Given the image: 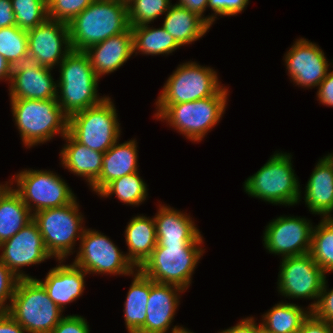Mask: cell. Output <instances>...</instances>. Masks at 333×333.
Listing matches in <instances>:
<instances>
[{
	"label": "cell",
	"instance_id": "obj_32",
	"mask_svg": "<svg viewBox=\"0 0 333 333\" xmlns=\"http://www.w3.org/2000/svg\"><path fill=\"white\" fill-rule=\"evenodd\" d=\"M147 191V184L139 173L135 172L110 182L98 196L107 198L115 195L124 204L138 206L146 200Z\"/></svg>",
	"mask_w": 333,
	"mask_h": 333
},
{
	"label": "cell",
	"instance_id": "obj_19",
	"mask_svg": "<svg viewBox=\"0 0 333 333\" xmlns=\"http://www.w3.org/2000/svg\"><path fill=\"white\" fill-rule=\"evenodd\" d=\"M181 287L156 283L150 279V295L146 307L145 324L137 333H167L180 302Z\"/></svg>",
	"mask_w": 333,
	"mask_h": 333
},
{
	"label": "cell",
	"instance_id": "obj_23",
	"mask_svg": "<svg viewBox=\"0 0 333 333\" xmlns=\"http://www.w3.org/2000/svg\"><path fill=\"white\" fill-rule=\"evenodd\" d=\"M305 205L312 214L332 218L333 213V153L319 159L304 191Z\"/></svg>",
	"mask_w": 333,
	"mask_h": 333
},
{
	"label": "cell",
	"instance_id": "obj_10",
	"mask_svg": "<svg viewBox=\"0 0 333 333\" xmlns=\"http://www.w3.org/2000/svg\"><path fill=\"white\" fill-rule=\"evenodd\" d=\"M224 86L217 72L196 62L180 64L164 83L155 104H178L216 95Z\"/></svg>",
	"mask_w": 333,
	"mask_h": 333
},
{
	"label": "cell",
	"instance_id": "obj_49",
	"mask_svg": "<svg viewBox=\"0 0 333 333\" xmlns=\"http://www.w3.org/2000/svg\"><path fill=\"white\" fill-rule=\"evenodd\" d=\"M8 184H11L10 186ZM13 186V182L9 180V183L6 181V184H0V199L4 196V194Z\"/></svg>",
	"mask_w": 333,
	"mask_h": 333
},
{
	"label": "cell",
	"instance_id": "obj_16",
	"mask_svg": "<svg viewBox=\"0 0 333 333\" xmlns=\"http://www.w3.org/2000/svg\"><path fill=\"white\" fill-rule=\"evenodd\" d=\"M28 60L55 68L72 51L67 23L47 18L27 31Z\"/></svg>",
	"mask_w": 333,
	"mask_h": 333
},
{
	"label": "cell",
	"instance_id": "obj_3",
	"mask_svg": "<svg viewBox=\"0 0 333 333\" xmlns=\"http://www.w3.org/2000/svg\"><path fill=\"white\" fill-rule=\"evenodd\" d=\"M228 88L216 95L178 104H156V119L165 121L173 129L193 142H200L219 123L227 106Z\"/></svg>",
	"mask_w": 333,
	"mask_h": 333
},
{
	"label": "cell",
	"instance_id": "obj_38",
	"mask_svg": "<svg viewBox=\"0 0 333 333\" xmlns=\"http://www.w3.org/2000/svg\"><path fill=\"white\" fill-rule=\"evenodd\" d=\"M18 281L19 278L0 261V312L9 309Z\"/></svg>",
	"mask_w": 333,
	"mask_h": 333
},
{
	"label": "cell",
	"instance_id": "obj_48",
	"mask_svg": "<svg viewBox=\"0 0 333 333\" xmlns=\"http://www.w3.org/2000/svg\"><path fill=\"white\" fill-rule=\"evenodd\" d=\"M12 66L7 62V60L0 54V81H8L11 79Z\"/></svg>",
	"mask_w": 333,
	"mask_h": 333
},
{
	"label": "cell",
	"instance_id": "obj_13",
	"mask_svg": "<svg viewBox=\"0 0 333 333\" xmlns=\"http://www.w3.org/2000/svg\"><path fill=\"white\" fill-rule=\"evenodd\" d=\"M277 288L285 298L313 299L308 308L312 310L319 299L326 273L315 262L310 253L281 259ZM316 299V300H315Z\"/></svg>",
	"mask_w": 333,
	"mask_h": 333
},
{
	"label": "cell",
	"instance_id": "obj_41",
	"mask_svg": "<svg viewBox=\"0 0 333 333\" xmlns=\"http://www.w3.org/2000/svg\"><path fill=\"white\" fill-rule=\"evenodd\" d=\"M50 333H90V327L83 316L66 315Z\"/></svg>",
	"mask_w": 333,
	"mask_h": 333
},
{
	"label": "cell",
	"instance_id": "obj_39",
	"mask_svg": "<svg viewBox=\"0 0 333 333\" xmlns=\"http://www.w3.org/2000/svg\"><path fill=\"white\" fill-rule=\"evenodd\" d=\"M249 0H208V8L212 13V24L217 16H236L245 10Z\"/></svg>",
	"mask_w": 333,
	"mask_h": 333
},
{
	"label": "cell",
	"instance_id": "obj_2",
	"mask_svg": "<svg viewBox=\"0 0 333 333\" xmlns=\"http://www.w3.org/2000/svg\"><path fill=\"white\" fill-rule=\"evenodd\" d=\"M57 102L69 118L73 114L98 105L107 96H99V78L84 51L72 50L58 65Z\"/></svg>",
	"mask_w": 333,
	"mask_h": 333
},
{
	"label": "cell",
	"instance_id": "obj_1",
	"mask_svg": "<svg viewBox=\"0 0 333 333\" xmlns=\"http://www.w3.org/2000/svg\"><path fill=\"white\" fill-rule=\"evenodd\" d=\"M67 25L71 49L85 51L130 27L127 3L120 0H94Z\"/></svg>",
	"mask_w": 333,
	"mask_h": 333
},
{
	"label": "cell",
	"instance_id": "obj_9",
	"mask_svg": "<svg viewBox=\"0 0 333 333\" xmlns=\"http://www.w3.org/2000/svg\"><path fill=\"white\" fill-rule=\"evenodd\" d=\"M115 105L107 96L98 105L77 112L68 118V132L92 150L105 153L121 135Z\"/></svg>",
	"mask_w": 333,
	"mask_h": 333
},
{
	"label": "cell",
	"instance_id": "obj_42",
	"mask_svg": "<svg viewBox=\"0 0 333 333\" xmlns=\"http://www.w3.org/2000/svg\"><path fill=\"white\" fill-rule=\"evenodd\" d=\"M298 333H333V325L317 318L311 312L303 321Z\"/></svg>",
	"mask_w": 333,
	"mask_h": 333
},
{
	"label": "cell",
	"instance_id": "obj_17",
	"mask_svg": "<svg viewBox=\"0 0 333 333\" xmlns=\"http://www.w3.org/2000/svg\"><path fill=\"white\" fill-rule=\"evenodd\" d=\"M321 47L305 38L297 39L284 55L288 76L299 87L315 88L325 79L329 65Z\"/></svg>",
	"mask_w": 333,
	"mask_h": 333
},
{
	"label": "cell",
	"instance_id": "obj_45",
	"mask_svg": "<svg viewBox=\"0 0 333 333\" xmlns=\"http://www.w3.org/2000/svg\"><path fill=\"white\" fill-rule=\"evenodd\" d=\"M261 330V325L257 324L254 317H247L236 325L220 331L218 333H258Z\"/></svg>",
	"mask_w": 333,
	"mask_h": 333
},
{
	"label": "cell",
	"instance_id": "obj_43",
	"mask_svg": "<svg viewBox=\"0 0 333 333\" xmlns=\"http://www.w3.org/2000/svg\"><path fill=\"white\" fill-rule=\"evenodd\" d=\"M317 88V98L320 103L333 107V70L327 73V76Z\"/></svg>",
	"mask_w": 333,
	"mask_h": 333
},
{
	"label": "cell",
	"instance_id": "obj_52",
	"mask_svg": "<svg viewBox=\"0 0 333 333\" xmlns=\"http://www.w3.org/2000/svg\"><path fill=\"white\" fill-rule=\"evenodd\" d=\"M258 333H266V332H264V331L261 329Z\"/></svg>",
	"mask_w": 333,
	"mask_h": 333
},
{
	"label": "cell",
	"instance_id": "obj_11",
	"mask_svg": "<svg viewBox=\"0 0 333 333\" xmlns=\"http://www.w3.org/2000/svg\"><path fill=\"white\" fill-rule=\"evenodd\" d=\"M61 176L50 170L24 169L12 177L13 189L21 196L32 215L44 209L71 203L76 195Z\"/></svg>",
	"mask_w": 333,
	"mask_h": 333
},
{
	"label": "cell",
	"instance_id": "obj_29",
	"mask_svg": "<svg viewBox=\"0 0 333 333\" xmlns=\"http://www.w3.org/2000/svg\"><path fill=\"white\" fill-rule=\"evenodd\" d=\"M311 310L294 303L279 302L262 316L261 329L266 333H298Z\"/></svg>",
	"mask_w": 333,
	"mask_h": 333
},
{
	"label": "cell",
	"instance_id": "obj_46",
	"mask_svg": "<svg viewBox=\"0 0 333 333\" xmlns=\"http://www.w3.org/2000/svg\"><path fill=\"white\" fill-rule=\"evenodd\" d=\"M27 333V331L8 313L0 312V333Z\"/></svg>",
	"mask_w": 333,
	"mask_h": 333
},
{
	"label": "cell",
	"instance_id": "obj_18",
	"mask_svg": "<svg viewBox=\"0 0 333 333\" xmlns=\"http://www.w3.org/2000/svg\"><path fill=\"white\" fill-rule=\"evenodd\" d=\"M52 70L29 60L13 66L8 89L10 100L56 99L57 81L53 79Z\"/></svg>",
	"mask_w": 333,
	"mask_h": 333
},
{
	"label": "cell",
	"instance_id": "obj_5",
	"mask_svg": "<svg viewBox=\"0 0 333 333\" xmlns=\"http://www.w3.org/2000/svg\"><path fill=\"white\" fill-rule=\"evenodd\" d=\"M291 158L289 153L274 152L255 174L245 180L244 192L273 205L299 203L302 191Z\"/></svg>",
	"mask_w": 333,
	"mask_h": 333
},
{
	"label": "cell",
	"instance_id": "obj_22",
	"mask_svg": "<svg viewBox=\"0 0 333 333\" xmlns=\"http://www.w3.org/2000/svg\"><path fill=\"white\" fill-rule=\"evenodd\" d=\"M84 52L88 55L91 66L99 79L103 75L111 74L123 66L134 54L131 27L125 32L90 46Z\"/></svg>",
	"mask_w": 333,
	"mask_h": 333
},
{
	"label": "cell",
	"instance_id": "obj_33",
	"mask_svg": "<svg viewBox=\"0 0 333 333\" xmlns=\"http://www.w3.org/2000/svg\"><path fill=\"white\" fill-rule=\"evenodd\" d=\"M309 253L326 274L333 272V217L314 226Z\"/></svg>",
	"mask_w": 333,
	"mask_h": 333
},
{
	"label": "cell",
	"instance_id": "obj_51",
	"mask_svg": "<svg viewBox=\"0 0 333 333\" xmlns=\"http://www.w3.org/2000/svg\"><path fill=\"white\" fill-rule=\"evenodd\" d=\"M120 1L128 3L130 0H120Z\"/></svg>",
	"mask_w": 333,
	"mask_h": 333
},
{
	"label": "cell",
	"instance_id": "obj_40",
	"mask_svg": "<svg viewBox=\"0 0 333 333\" xmlns=\"http://www.w3.org/2000/svg\"><path fill=\"white\" fill-rule=\"evenodd\" d=\"M327 280L323 284L318 302L311 312L319 319L333 325V289L328 290Z\"/></svg>",
	"mask_w": 333,
	"mask_h": 333
},
{
	"label": "cell",
	"instance_id": "obj_15",
	"mask_svg": "<svg viewBox=\"0 0 333 333\" xmlns=\"http://www.w3.org/2000/svg\"><path fill=\"white\" fill-rule=\"evenodd\" d=\"M0 261L19 279L33 278L22 267L43 263L50 257L36 222L32 219L13 237L0 243ZM23 271V272H22Z\"/></svg>",
	"mask_w": 333,
	"mask_h": 333
},
{
	"label": "cell",
	"instance_id": "obj_47",
	"mask_svg": "<svg viewBox=\"0 0 333 333\" xmlns=\"http://www.w3.org/2000/svg\"><path fill=\"white\" fill-rule=\"evenodd\" d=\"M16 25L11 0H0V28Z\"/></svg>",
	"mask_w": 333,
	"mask_h": 333
},
{
	"label": "cell",
	"instance_id": "obj_20",
	"mask_svg": "<svg viewBox=\"0 0 333 333\" xmlns=\"http://www.w3.org/2000/svg\"><path fill=\"white\" fill-rule=\"evenodd\" d=\"M154 216L157 243L168 245H202L201 232L187 213L175 210L170 205L159 204Z\"/></svg>",
	"mask_w": 333,
	"mask_h": 333
},
{
	"label": "cell",
	"instance_id": "obj_12",
	"mask_svg": "<svg viewBox=\"0 0 333 333\" xmlns=\"http://www.w3.org/2000/svg\"><path fill=\"white\" fill-rule=\"evenodd\" d=\"M103 234L85 228L72 263L88 274L132 275L136 268L126 254Z\"/></svg>",
	"mask_w": 333,
	"mask_h": 333
},
{
	"label": "cell",
	"instance_id": "obj_24",
	"mask_svg": "<svg viewBox=\"0 0 333 333\" xmlns=\"http://www.w3.org/2000/svg\"><path fill=\"white\" fill-rule=\"evenodd\" d=\"M136 139L119 144V140L103 154L102 171L90 186L99 194L110 182L122 176L139 172Z\"/></svg>",
	"mask_w": 333,
	"mask_h": 333
},
{
	"label": "cell",
	"instance_id": "obj_37",
	"mask_svg": "<svg viewBox=\"0 0 333 333\" xmlns=\"http://www.w3.org/2000/svg\"><path fill=\"white\" fill-rule=\"evenodd\" d=\"M93 1L94 0H47L48 18L68 24Z\"/></svg>",
	"mask_w": 333,
	"mask_h": 333
},
{
	"label": "cell",
	"instance_id": "obj_31",
	"mask_svg": "<svg viewBox=\"0 0 333 333\" xmlns=\"http://www.w3.org/2000/svg\"><path fill=\"white\" fill-rule=\"evenodd\" d=\"M133 34V53L136 55H168L180 46L174 38L161 26L154 28L150 25L131 27Z\"/></svg>",
	"mask_w": 333,
	"mask_h": 333
},
{
	"label": "cell",
	"instance_id": "obj_21",
	"mask_svg": "<svg viewBox=\"0 0 333 333\" xmlns=\"http://www.w3.org/2000/svg\"><path fill=\"white\" fill-rule=\"evenodd\" d=\"M58 265L48 271L44 280L36 279L46 290L50 299L62 310L66 305L76 301L83 295L85 289V276L88 274L73 263ZM62 263V264H61Z\"/></svg>",
	"mask_w": 333,
	"mask_h": 333
},
{
	"label": "cell",
	"instance_id": "obj_14",
	"mask_svg": "<svg viewBox=\"0 0 333 333\" xmlns=\"http://www.w3.org/2000/svg\"><path fill=\"white\" fill-rule=\"evenodd\" d=\"M313 228L305 217H276L266 225L263 245L269 253L282 258L309 253Z\"/></svg>",
	"mask_w": 333,
	"mask_h": 333
},
{
	"label": "cell",
	"instance_id": "obj_35",
	"mask_svg": "<svg viewBox=\"0 0 333 333\" xmlns=\"http://www.w3.org/2000/svg\"><path fill=\"white\" fill-rule=\"evenodd\" d=\"M170 0H130L127 3L130 27L151 24L171 7Z\"/></svg>",
	"mask_w": 333,
	"mask_h": 333
},
{
	"label": "cell",
	"instance_id": "obj_50",
	"mask_svg": "<svg viewBox=\"0 0 333 333\" xmlns=\"http://www.w3.org/2000/svg\"><path fill=\"white\" fill-rule=\"evenodd\" d=\"M171 333H194V332H191L190 330H188V328L186 329V327L184 328L183 326H173L172 330H171Z\"/></svg>",
	"mask_w": 333,
	"mask_h": 333
},
{
	"label": "cell",
	"instance_id": "obj_34",
	"mask_svg": "<svg viewBox=\"0 0 333 333\" xmlns=\"http://www.w3.org/2000/svg\"><path fill=\"white\" fill-rule=\"evenodd\" d=\"M0 54L13 67L28 61V34L17 25L0 28Z\"/></svg>",
	"mask_w": 333,
	"mask_h": 333
},
{
	"label": "cell",
	"instance_id": "obj_30",
	"mask_svg": "<svg viewBox=\"0 0 333 333\" xmlns=\"http://www.w3.org/2000/svg\"><path fill=\"white\" fill-rule=\"evenodd\" d=\"M32 219L29 208L11 187L0 199V243L13 237Z\"/></svg>",
	"mask_w": 333,
	"mask_h": 333
},
{
	"label": "cell",
	"instance_id": "obj_4",
	"mask_svg": "<svg viewBox=\"0 0 333 333\" xmlns=\"http://www.w3.org/2000/svg\"><path fill=\"white\" fill-rule=\"evenodd\" d=\"M14 122L23 145L31 148L53 139L57 134L68 133V117L63 113L57 99L10 100Z\"/></svg>",
	"mask_w": 333,
	"mask_h": 333
},
{
	"label": "cell",
	"instance_id": "obj_27",
	"mask_svg": "<svg viewBox=\"0 0 333 333\" xmlns=\"http://www.w3.org/2000/svg\"><path fill=\"white\" fill-rule=\"evenodd\" d=\"M164 17L162 27L180 47L199 40L211 27L202 17L177 4L171 5Z\"/></svg>",
	"mask_w": 333,
	"mask_h": 333
},
{
	"label": "cell",
	"instance_id": "obj_28",
	"mask_svg": "<svg viewBox=\"0 0 333 333\" xmlns=\"http://www.w3.org/2000/svg\"><path fill=\"white\" fill-rule=\"evenodd\" d=\"M133 280L124 302V321L128 333H137L146 320V307L150 295V278L139 269L132 274Z\"/></svg>",
	"mask_w": 333,
	"mask_h": 333
},
{
	"label": "cell",
	"instance_id": "obj_36",
	"mask_svg": "<svg viewBox=\"0 0 333 333\" xmlns=\"http://www.w3.org/2000/svg\"><path fill=\"white\" fill-rule=\"evenodd\" d=\"M16 25L30 30L43 23L47 18V0H11Z\"/></svg>",
	"mask_w": 333,
	"mask_h": 333
},
{
	"label": "cell",
	"instance_id": "obj_44",
	"mask_svg": "<svg viewBox=\"0 0 333 333\" xmlns=\"http://www.w3.org/2000/svg\"><path fill=\"white\" fill-rule=\"evenodd\" d=\"M177 5L187 8L189 11L202 17L210 26H212V15L204 16L208 8V0H179Z\"/></svg>",
	"mask_w": 333,
	"mask_h": 333
},
{
	"label": "cell",
	"instance_id": "obj_8",
	"mask_svg": "<svg viewBox=\"0 0 333 333\" xmlns=\"http://www.w3.org/2000/svg\"><path fill=\"white\" fill-rule=\"evenodd\" d=\"M204 252L202 245L160 246L157 243L139 270L156 283L176 285L186 291Z\"/></svg>",
	"mask_w": 333,
	"mask_h": 333
},
{
	"label": "cell",
	"instance_id": "obj_26",
	"mask_svg": "<svg viewBox=\"0 0 333 333\" xmlns=\"http://www.w3.org/2000/svg\"><path fill=\"white\" fill-rule=\"evenodd\" d=\"M124 232L128 246L126 257L136 269H139L157 245L154 217L137 215L128 222Z\"/></svg>",
	"mask_w": 333,
	"mask_h": 333
},
{
	"label": "cell",
	"instance_id": "obj_7",
	"mask_svg": "<svg viewBox=\"0 0 333 333\" xmlns=\"http://www.w3.org/2000/svg\"><path fill=\"white\" fill-rule=\"evenodd\" d=\"M77 197L69 204L44 209L33 214L49 254L58 261L65 260L75 249V244L85 230L83 215L79 212Z\"/></svg>",
	"mask_w": 333,
	"mask_h": 333
},
{
	"label": "cell",
	"instance_id": "obj_6",
	"mask_svg": "<svg viewBox=\"0 0 333 333\" xmlns=\"http://www.w3.org/2000/svg\"><path fill=\"white\" fill-rule=\"evenodd\" d=\"M7 312L27 333H50L64 317L36 278L19 279Z\"/></svg>",
	"mask_w": 333,
	"mask_h": 333
},
{
	"label": "cell",
	"instance_id": "obj_25",
	"mask_svg": "<svg viewBox=\"0 0 333 333\" xmlns=\"http://www.w3.org/2000/svg\"><path fill=\"white\" fill-rule=\"evenodd\" d=\"M63 138L66 144L60 150L62 167L83 177L91 186L101 174L104 153L79 143L69 132Z\"/></svg>",
	"mask_w": 333,
	"mask_h": 333
}]
</instances>
